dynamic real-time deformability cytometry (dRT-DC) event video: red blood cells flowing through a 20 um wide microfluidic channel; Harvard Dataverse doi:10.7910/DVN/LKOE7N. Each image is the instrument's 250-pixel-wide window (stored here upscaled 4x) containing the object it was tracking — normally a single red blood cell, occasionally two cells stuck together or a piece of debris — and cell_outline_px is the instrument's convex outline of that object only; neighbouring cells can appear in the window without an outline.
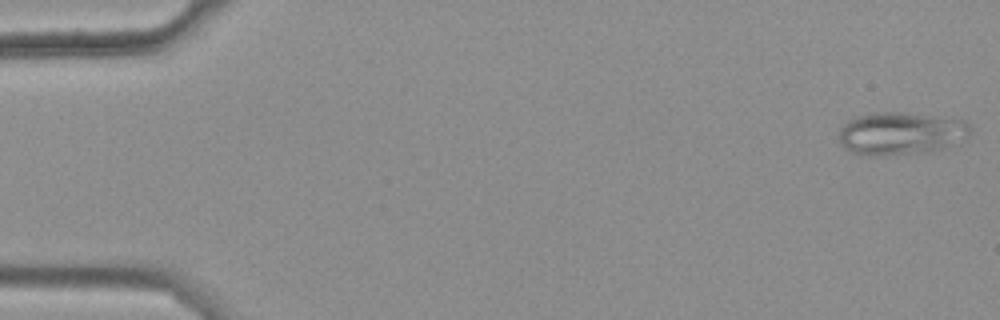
{"species": "common noctule bat (a hibernating species)", "species_latin": "Nyctalus noctula", "temperature_condition": "warm", "stored_images_in_passage": 49, "camera_frame_rate_fps": 3000, "um_per_image_px": 0.085, "animal": {"sex": "female", "body_mass_g": 25.1}, "frame": {"image": 1, "passage_image": 1, "time_ms": 0.0, "image_size_px": [1000, 320], "cell_outline_px": [[972, 128], [968, 136], [944, 148], [928, 152], [884, 156], [868, 156], [852, 152], [844, 148], [840, 144], [840, 128], [848, 120], [856, 116], [868, 112], [900, 112], [964, 120]], "centroid_in_image_um": [76.53, 11.35], "position_along_channel_um": 8.5, "area_um2": 32.89}}
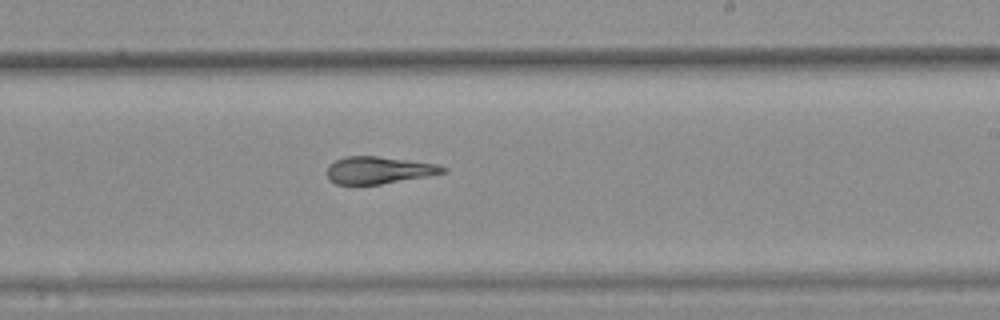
{"frame": {"image": 2, "passage_image": 33, "time_ms": 10.667, "image_size_px": [1000, 320], "cell_outline_px": [[448, 172], [428, 176], [380, 184], [336, 184], [328, 176], [328, 164], [344, 156], [376, 156], [440, 164], [448, 168]], "centroid_in_image_um": [32.25, 14.45], "position_along_channel_um": 256.7, "area_um2": 18.32}}
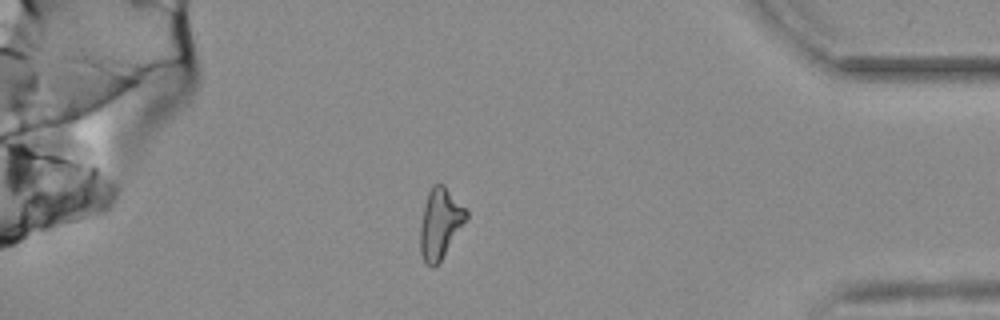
{"frame": {"image": 3, "passage_image": 47, "time_ms": 15.333, "image_size_px": [1000, 320], "cell_outline_px": [[468, 220], [440, 260], [432, 268], [424, 260], [420, 252], [420, 228], [424, 204], [428, 192], [432, 184], [444, 184], [468, 212]], "centroid_in_image_um": [37.42, 18.96], "position_along_channel_um": 397.8, "area_um2": 18.79}, "authors_computed_cell_mechanics": {"area_um2": 19.8832, "velocity_mm_per_s": 3.6898, "shape_relaxation_time_tau1_ms": null, "shape_relaxation_time_tau2_ms": 4.6703, "deformation_change_tau1": null, "deformation_change_tau2": 0.1312}}